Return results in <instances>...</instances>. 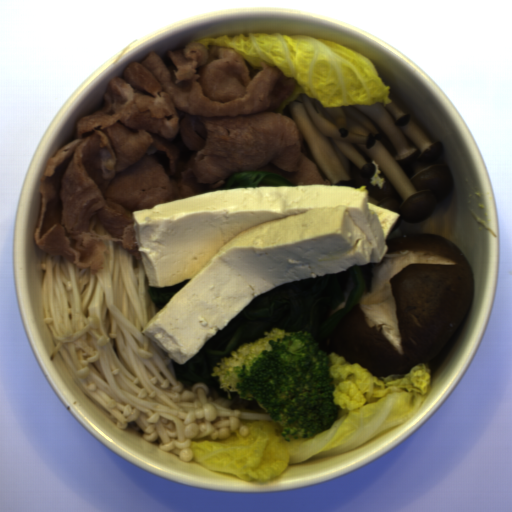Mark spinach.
I'll use <instances>...</instances> for the list:
<instances>
[{
  "label": "spinach",
  "mask_w": 512,
  "mask_h": 512,
  "mask_svg": "<svg viewBox=\"0 0 512 512\" xmlns=\"http://www.w3.org/2000/svg\"><path fill=\"white\" fill-rule=\"evenodd\" d=\"M372 276L371 263L354 265L338 273L280 284L257 295L185 364L171 359L177 381L189 390L193 384L203 383L215 389L220 398L229 399L219 387V377L211 376L212 367L220 358L231 357L230 352L243 343L266 337L263 333L273 328L307 331L328 355L329 338L364 293L371 292Z\"/></svg>",
  "instance_id": "spinach-1"
},
{
  "label": "spinach",
  "mask_w": 512,
  "mask_h": 512,
  "mask_svg": "<svg viewBox=\"0 0 512 512\" xmlns=\"http://www.w3.org/2000/svg\"><path fill=\"white\" fill-rule=\"evenodd\" d=\"M298 186L280 175L269 172L242 171L233 172L224 184L216 190H227L248 187ZM215 190V191H216Z\"/></svg>",
  "instance_id": "spinach-2"
},
{
  "label": "spinach",
  "mask_w": 512,
  "mask_h": 512,
  "mask_svg": "<svg viewBox=\"0 0 512 512\" xmlns=\"http://www.w3.org/2000/svg\"><path fill=\"white\" fill-rule=\"evenodd\" d=\"M190 280L191 279H185L174 286L168 287H155L148 285L149 300L162 309Z\"/></svg>",
  "instance_id": "spinach-3"
}]
</instances>
